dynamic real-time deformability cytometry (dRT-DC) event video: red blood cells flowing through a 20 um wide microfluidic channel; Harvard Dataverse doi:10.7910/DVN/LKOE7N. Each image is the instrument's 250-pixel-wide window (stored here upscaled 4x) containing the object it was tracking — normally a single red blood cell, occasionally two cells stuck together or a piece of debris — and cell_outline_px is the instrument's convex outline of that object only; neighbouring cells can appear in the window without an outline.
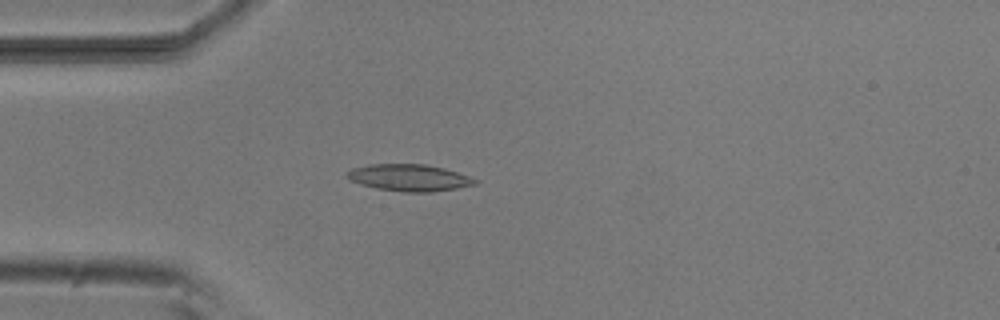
{"species": "common noctule bat (a hibernating species)", "species_latin": "Nyctalus noctula", "temperature_condition": "room temperature", "stored_images_in_passage": 40, "camera_frame_rate_fps": 3000, "um_per_image_px": 0.085, "animal": {"sex": "male", "body_mass_g": 20.5, "forearm_length_mm": 52.5}, "frame": {"image": 1, "passage_image": 3, "time_ms": 0.667, "image_size_px": [1000, 320], "cell_outline_px": [[480, 180], [476, 184], [456, 188], [432, 192], [404, 192], [376, 188], [360, 184], [348, 180], [348, 172], [352, 168], [368, 164], [424, 164], [444, 168]], "centroid_in_image_um": [34.78, 15.1], "position_along_channel_um": 50.2, "area_um2": 19.94}}
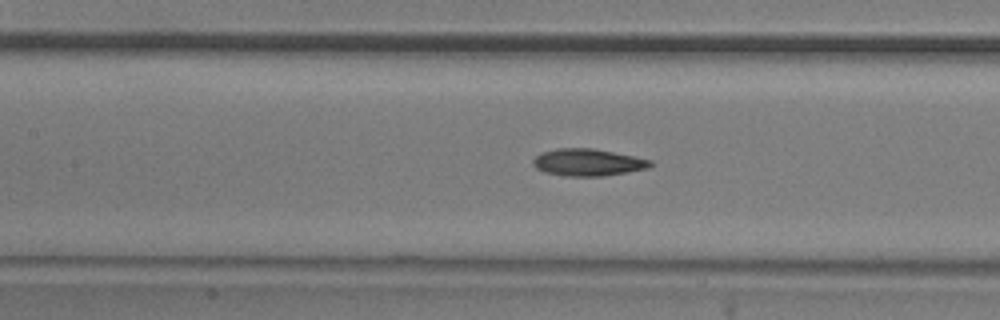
{"frame": {"image": 2, "passage_image": 12, "time_ms": 3.667, "image_size_px": [1000, 320], "cell_outline_px": [[652, 164], [648, 168], [628, 172], [604, 176], [564, 176], [544, 172], [536, 168], [532, 164], [532, 160], [540, 152], [556, 148], [592, 148], [636, 156], [652, 160]], "centroid_in_image_um": [49.95, 13.8], "position_along_channel_um": 157.4, "area_um2": 18.73}}
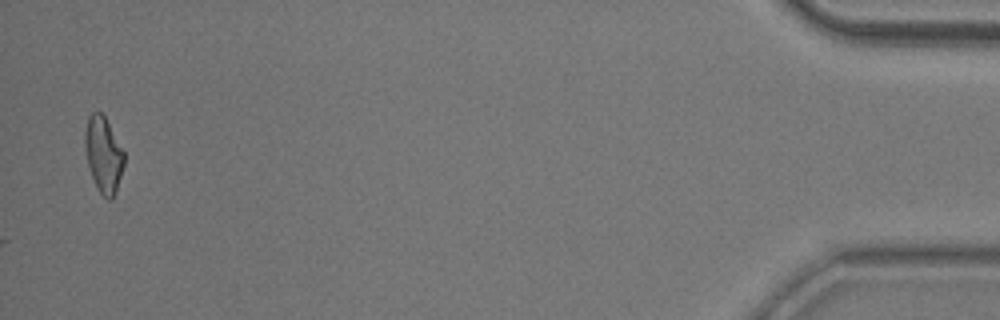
{"frame": {"image": 3, "passage_image": 40, "time_ms": 13.0, "image_size_px": [1000, 320], "cell_outline_px": [[124, 164], [116, 192], [112, 200], [108, 200], [100, 192], [92, 176], [88, 164], [84, 148], [84, 132], [88, 116], [92, 112], [100, 112], [104, 116], [124, 152]], "centroid_in_image_um": [8.78, 13.14], "position_along_channel_um": 426.4, "area_um2": 17.11}, "authors_computed_cell_mechanics": {"area_um2": 17.6868, "velocity_mm_per_s": 3.8521, "shape_relaxation_time_tau1_ms": 5.5357, "shape_relaxation_time_tau2_ms": 5.509, "deformation_change_tau1": 0.142, "deformation_change_tau2": 0.1464}}